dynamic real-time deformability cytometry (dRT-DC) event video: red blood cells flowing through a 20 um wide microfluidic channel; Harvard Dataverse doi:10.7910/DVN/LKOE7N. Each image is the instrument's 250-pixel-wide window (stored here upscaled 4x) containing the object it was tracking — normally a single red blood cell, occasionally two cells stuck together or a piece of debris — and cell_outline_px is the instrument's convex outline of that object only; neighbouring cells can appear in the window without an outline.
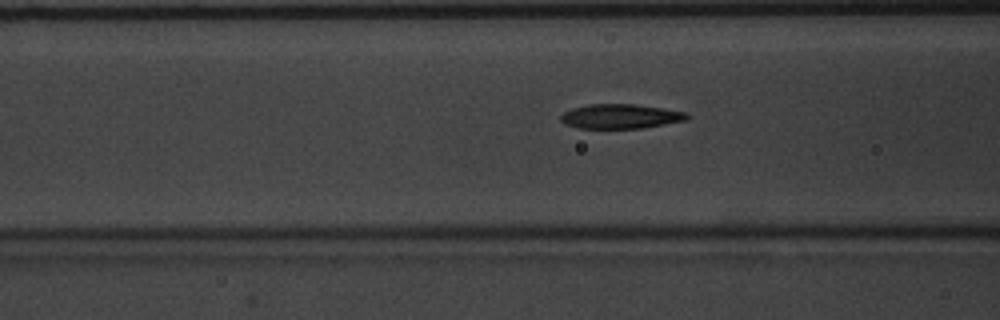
{"species": "common noctule bat (a hibernating species)", "species_latin": "Nyctalus noctula", "temperature_condition": "warm", "stored_images_in_passage": 34, "camera_frame_rate_fps": 3000, "um_per_image_px": 0.085, "animal": {"sex": "male", "body_mass_g": 20.1, "forearm_length_mm": 53.5}, "frame": {"image": 1, "passage_image": 8, "time_ms": 2.333, "image_size_px": [1000, 320], "cell_outline_px": [[692, 116], [688, 120], [640, 128], [576, 128], [564, 124], [560, 120], [560, 116], [564, 112], [572, 108], [588, 104], [632, 104], [664, 108], [688, 112]], "centroid_in_image_um": [52.76, 9.89], "position_along_channel_um": 113.8, "area_um2": 18.21}}
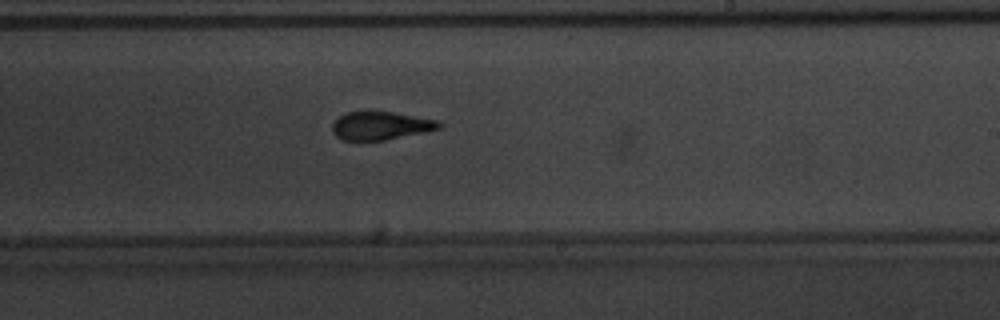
{"frame": {"image": 2, "passage_image": 19, "time_ms": 6.0, "image_size_px": [1000, 320], "cell_outline_px": [[444, 124], [440, 128], [424, 132], [384, 140], [344, 140], [336, 136], [332, 132], [332, 124], [344, 112], [364, 108], [368, 108], [440, 120]], "centroid_in_image_um": [32.33, 10.63], "position_along_channel_um": 256.7, "area_um2": 18.21}}
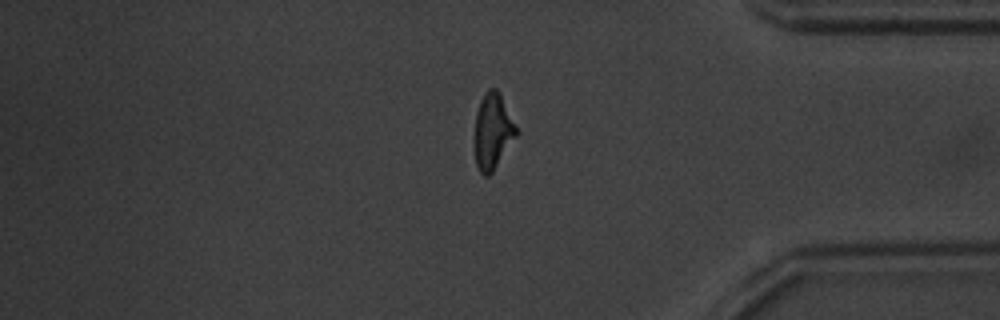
{"frame": {"image": 3, "passage_image": 31, "time_ms": 10.0, "image_size_px": [1000, 320], "cell_outline_px": [[520, 132], [492, 172], [488, 176], [484, 176], [480, 172], [476, 164], [476, 112], [480, 100], [484, 92], [488, 88], [496, 88], [500, 92]], "centroid_in_image_um": [41.92, 11.12], "position_along_channel_um": 393.3, "area_um2": 18.44}}